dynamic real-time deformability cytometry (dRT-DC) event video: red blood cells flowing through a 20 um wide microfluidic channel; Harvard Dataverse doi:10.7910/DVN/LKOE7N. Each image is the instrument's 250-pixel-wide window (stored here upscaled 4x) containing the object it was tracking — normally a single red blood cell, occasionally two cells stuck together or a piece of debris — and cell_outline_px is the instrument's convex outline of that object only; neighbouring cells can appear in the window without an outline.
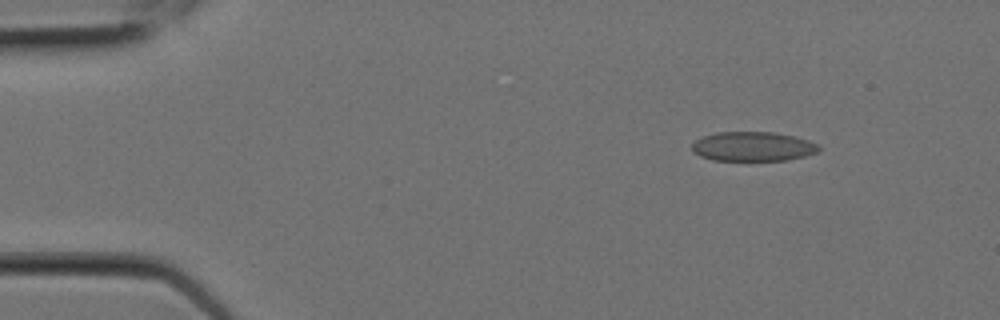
{"species": "Egyptian fruit bat (a non-hibernating species)", "species_latin": "Rousettus aegyptiacus", "temperature_condition": "room temperature", "stored_images_in_passage": 5, "camera_frame_rate_fps": 3000, "um_per_image_px": 0.085, "animal": {"sex": "female"}, "frame": {"image": 1, "passage_image": 2, "time_ms": 0.333, "image_size_px": [1000, 320], "cell_outline_px": [[820, 148], [816, 152], [804, 156], [788, 160], [712, 160], [700, 156], [692, 152], [692, 144], [696, 140], [704, 136], [716, 132], [772, 132], [796, 136], [820, 144]], "centroid_in_image_um": [64.0, 12.45], "position_along_channel_um": 21.0, "area_um2": 21.79}}
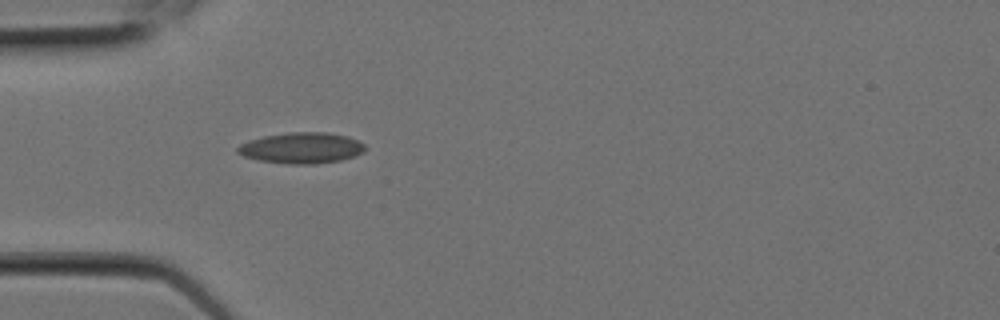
{"frame": {"image": 2, "passage_image": 5, "time_ms": 1.333, "image_size_px": [1000, 320], "cell_outline_px": [[364, 152], [356, 156], [340, 160], [316, 164], [288, 164], [256, 160], [244, 156], [236, 152], [236, 148], [240, 144], [248, 140], [264, 136], [288, 132], [324, 132], [348, 136], [364, 144]], "centroid_in_image_um": [25.6, 12.58], "position_along_channel_um": 59.4, "area_um2": 23.12}}